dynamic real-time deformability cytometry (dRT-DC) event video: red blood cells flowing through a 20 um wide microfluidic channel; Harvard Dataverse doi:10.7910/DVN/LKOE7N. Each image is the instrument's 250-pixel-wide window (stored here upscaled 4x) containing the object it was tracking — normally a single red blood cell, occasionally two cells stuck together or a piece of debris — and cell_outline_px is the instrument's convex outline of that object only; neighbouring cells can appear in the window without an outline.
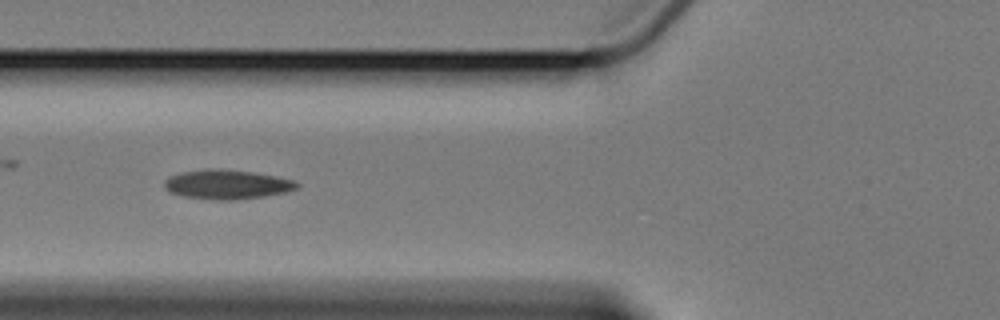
{"species": "Egyptian fruit bat (a non-hibernating species)", "species_latin": "Rousettus aegyptiacus", "temperature_condition": "cold", "stored_images_in_passage": 8, "camera_frame_rate_fps": 3000, "um_per_image_px": 0.085, "animal": {"sex": "female"}, "frame": {"image": 1, "passage_image": 6, "time_ms": 5.667, "image_size_px": [1000, 320], "cell_outline_px": [[300, 184], [296, 188], [284, 192], [264, 196], [236, 200], [216, 200], [180, 196], [164, 188], [164, 180], [168, 176], [184, 172], [208, 168], [220, 168], [252, 172], [276, 176], [292, 180]], "centroid_in_image_um": [19.25, 15.67], "position_along_channel_um": 106.6, "area_um2": 22.66}}
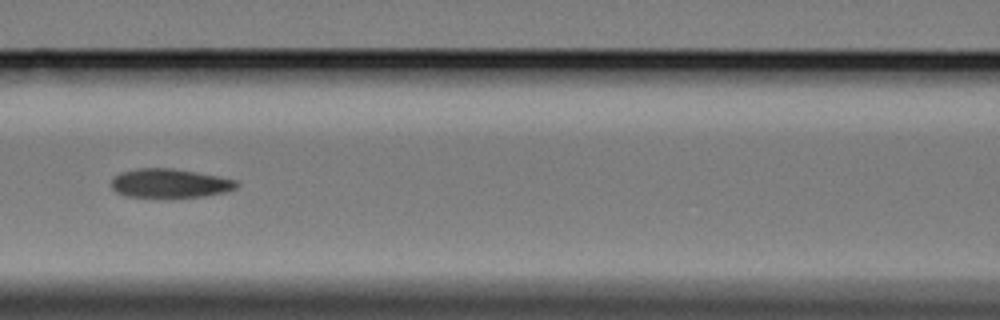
{"frame": {"image": 2, "passage_image": 7, "time_ms": 7.0, "image_size_px": [1000, 320], "cell_outline_px": [[240, 184], [236, 188], [224, 192], [204, 196], [128, 196], [116, 192], [112, 188], [112, 176], [120, 172], [136, 168], [172, 168], [196, 172], [236, 180]], "centroid_in_image_um": [14.41, 15.55], "position_along_channel_um": 152.2, "area_um2": 20.81}}
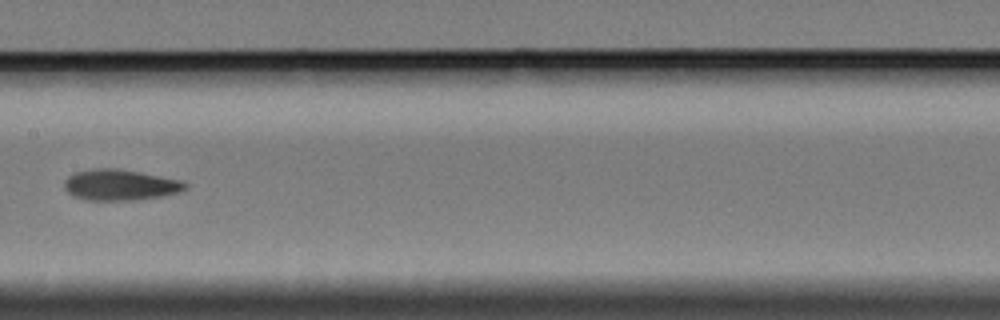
{"frame": {"image": 3, "passage_image": 8, "time_ms": 8.333, "image_size_px": [1000, 320], "cell_outline_px": [[188, 188], [180, 192], [164, 196], [140, 200], [84, 200], [72, 196], [64, 188], [64, 180], [68, 176], [76, 172], [96, 168], [120, 168], [184, 180], [188, 184]], "centroid_in_image_um": [10.26, 15.72], "position_along_channel_um": 197.1, "area_um2": 22.31}}